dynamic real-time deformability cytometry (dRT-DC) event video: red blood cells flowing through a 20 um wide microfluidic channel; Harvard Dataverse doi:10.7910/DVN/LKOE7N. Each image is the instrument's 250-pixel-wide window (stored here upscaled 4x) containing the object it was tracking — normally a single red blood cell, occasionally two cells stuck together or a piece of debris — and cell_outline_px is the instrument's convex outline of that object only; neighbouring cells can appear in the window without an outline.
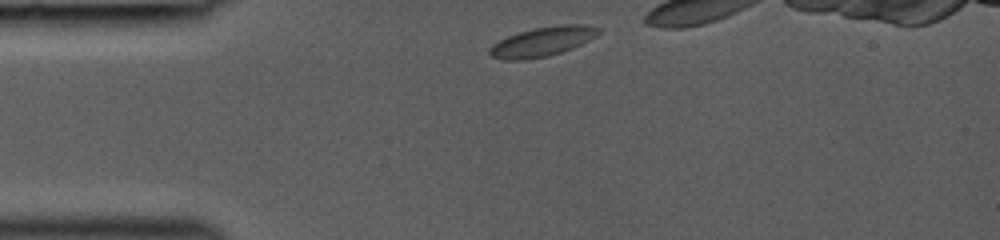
{"species": "common noctule bat (a hibernating species)", "species_latin": "Nyctalus noctula", "temperature_condition": "room temperature", "stored_images_in_passage": 11, "camera_frame_rate_fps": 3000, "um_per_image_px": 0.085, "animal": {"sex": "female", "body_mass_g": 19.0, "forearm_length_mm": 53.3}, "frame": {"image": 1, "passage_image": 1, "time_ms": 0.0, "image_size_px": [1000, 240], "cell_outline_px": [[600, 32], [596, 36], [572, 48], [548, 56], [524, 60], [504, 60], [492, 56], [488, 52], [488, 48], [492, 44], [508, 36], [520, 32], [536, 28], [560, 24], [584, 24], [600, 28]], "centroid_in_image_um": [46.09, 3.54], "position_along_channel_um": 38.9, "area_um2": 18.55}}